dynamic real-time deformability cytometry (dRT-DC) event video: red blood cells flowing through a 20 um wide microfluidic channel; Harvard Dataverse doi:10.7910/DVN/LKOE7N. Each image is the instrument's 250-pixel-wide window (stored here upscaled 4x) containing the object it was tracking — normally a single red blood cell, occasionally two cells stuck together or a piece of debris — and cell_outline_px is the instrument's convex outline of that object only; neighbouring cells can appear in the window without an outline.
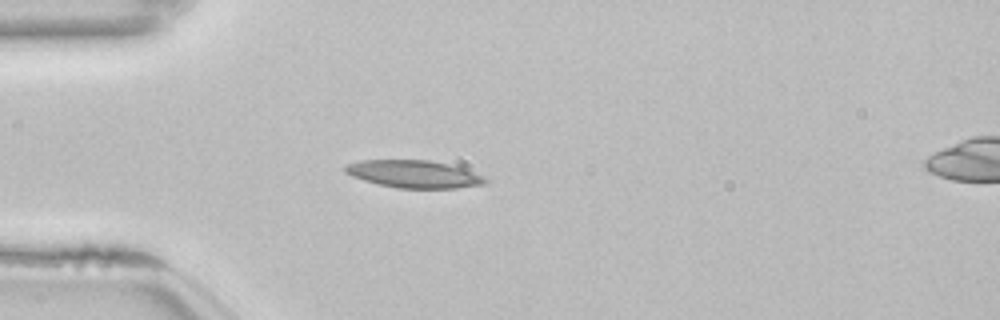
{"species": "common noctule bat (a hibernating species)", "species_latin": "Nyctalus noctula", "temperature_condition": "room temperature", "stored_images_in_passage": 39, "camera_frame_rate_fps": 3000, "um_per_image_px": 0.085, "animal": {"sex": "female", "body_mass_g": 22.7, "forearm_length_mm": 54.2}, "frame": {"image": 1, "passage_image": 1, "time_ms": 0.0, "image_size_px": [1000, 320], "cell_outline_px": [[488, 180], [484, 184], [456, 188], [400, 188], [380, 184], [364, 180], [352, 176], [344, 172], [344, 164], [360, 160], [428, 160], [448, 164], [484, 176]], "centroid_in_image_um": [35.14, 14.79], "position_along_channel_um": 49.9, "area_um2": 22.25}}
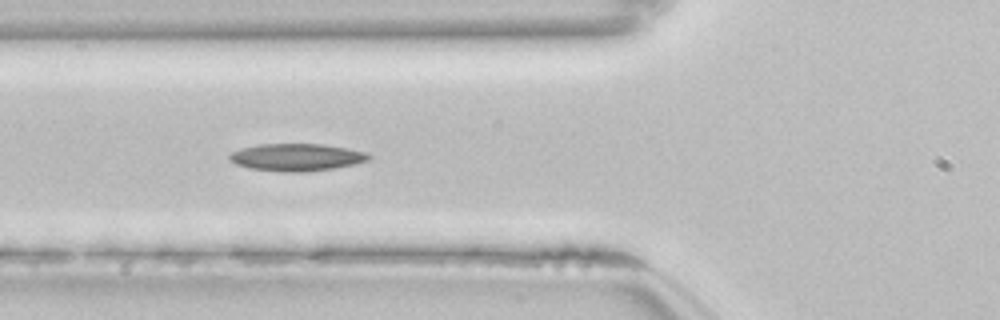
{"frame": {"image": 2, "passage_image": 6, "time_ms": 1.667, "image_size_px": [1000, 320], "cell_outline_px": [[372, 156], [368, 160], [356, 164], [332, 168], [304, 172], [284, 172], [248, 168], [236, 164], [228, 160], [228, 156], [232, 152], [244, 148], [260, 144], [324, 144], [348, 148], [368, 152]], "centroid_in_image_um": [25.24, 13.37], "position_along_channel_um": 100.6, "area_um2": 22.25}, "authors_computed_cell_mechanics": {"area_um2": 20.808, "velocity_mm_per_s": 3.8326, "shape_relaxation_time_tau1_ms": 10.3289, "shape_relaxation_time_tau2_ms": 9.1803, "deformation_change_tau1": 0.2225, "deformation_change_tau2": 0.1968}}